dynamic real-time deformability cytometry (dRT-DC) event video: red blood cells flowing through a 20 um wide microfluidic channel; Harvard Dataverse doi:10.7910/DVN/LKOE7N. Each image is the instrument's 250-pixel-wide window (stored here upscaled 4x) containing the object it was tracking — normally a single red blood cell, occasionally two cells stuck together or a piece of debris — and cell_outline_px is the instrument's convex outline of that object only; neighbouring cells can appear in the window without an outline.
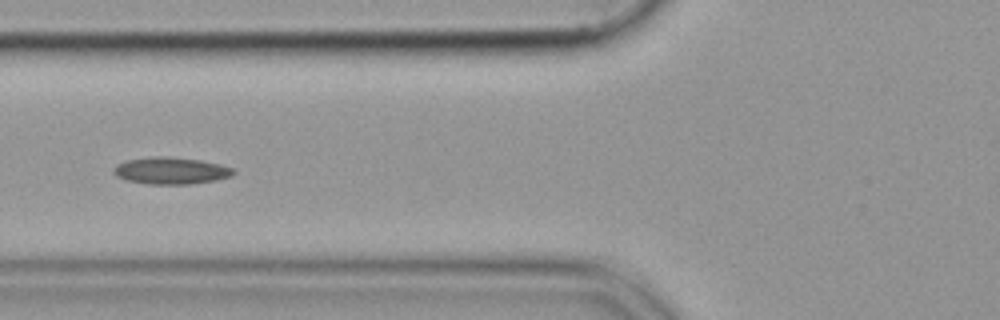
{"species": "common noctule bat (a hibernating species)", "species_latin": "Nyctalus noctula", "temperature_condition": "cold", "stored_images_in_passage": 17, "camera_frame_rate_fps": 3000, "um_per_image_px": 0.085, "animal": {"sex": "female", "body_mass_g": 19.9}, "frame": {"image": 1, "passage_image": 8, "time_ms": 2.333, "image_size_px": [1000, 320], "cell_outline_px": [[236, 172], [232, 176], [216, 180], [188, 184], [148, 184], [124, 180], [116, 176], [112, 172], [112, 168], [116, 164], [128, 160], [152, 156], [168, 156], [200, 160], [220, 164], [232, 168]], "centroid_in_image_um": [14.49, 14.51], "position_along_channel_um": 111.3, "area_um2": 18.96}}